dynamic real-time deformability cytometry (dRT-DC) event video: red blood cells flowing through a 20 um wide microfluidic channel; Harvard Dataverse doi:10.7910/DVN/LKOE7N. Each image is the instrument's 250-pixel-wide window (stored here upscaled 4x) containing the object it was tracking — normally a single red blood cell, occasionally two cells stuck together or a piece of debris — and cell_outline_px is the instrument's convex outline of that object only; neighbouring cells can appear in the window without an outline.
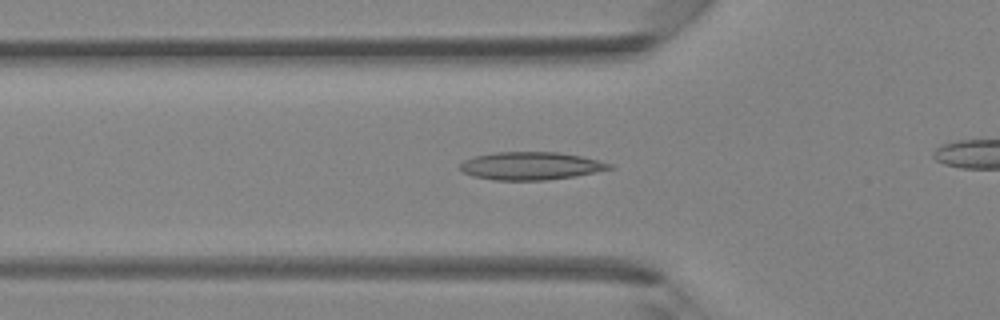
{"species": "Egyptian fruit bat (a non-hibernating species)", "species_latin": "Rousettus aegyptiacus", "temperature_condition": "room temperature", "stored_images_in_passage": 27, "camera_frame_rate_fps": 3000, "um_per_image_px": 0.085, "animal": {"sex": "female"}, "frame": {"image": 1, "passage_image": 7, "time_ms": 2.0, "image_size_px": [1000, 320], "cell_outline_px": [[616, 168], [576, 176], [544, 180], [492, 180], [472, 176], [464, 172], [460, 168], [460, 164], [464, 160], [476, 156], [496, 152], [560, 152], [580, 156], [612, 164]], "centroid_in_image_um": [45.13, 14.1], "position_along_channel_um": 80.7, "area_um2": 24.22}}
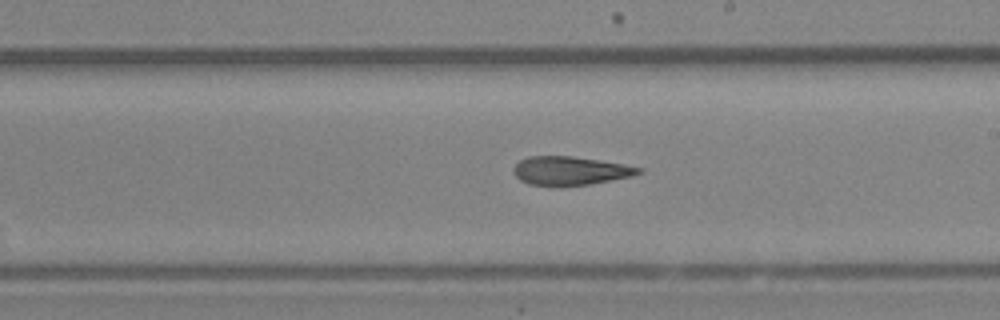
{"frame": {"image": 2, "passage_image": 17, "time_ms": 5.333, "image_size_px": [1000, 320], "cell_outline_px": [[644, 172], [632, 176], [588, 184], [560, 188], [552, 188], [528, 184], [520, 180], [512, 172], [512, 168], [520, 160], [528, 156], [572, 156], [624, 164], [644, 168]], "centroid_in_image_um": [48.43, 14.54], "position_along_channel_um": 240.6, "area_um2": 21.44}}
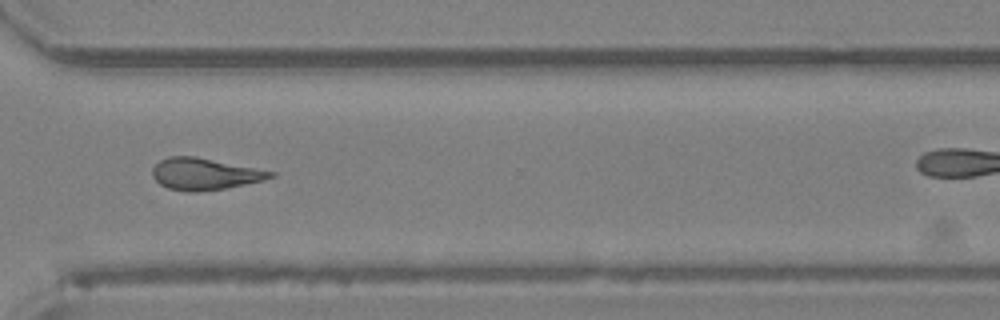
{"frame": {"image": 3, "passage_image": 24, "time_ms": 7.667, "image_size_px": [1000, 320], "cell_outline_px": [[276, 176], [264, 180], [224, 188], [196, 192], [188, 192], [168, 188], [160, 184], [152, 176], [152, 168], [160, 160], [168, 156], [196, 156], [276, 172]], "centroid_in_image_um": [17.38, 14.78], "position_along_channel_um": 353.2, "area_um2": 21.79}}